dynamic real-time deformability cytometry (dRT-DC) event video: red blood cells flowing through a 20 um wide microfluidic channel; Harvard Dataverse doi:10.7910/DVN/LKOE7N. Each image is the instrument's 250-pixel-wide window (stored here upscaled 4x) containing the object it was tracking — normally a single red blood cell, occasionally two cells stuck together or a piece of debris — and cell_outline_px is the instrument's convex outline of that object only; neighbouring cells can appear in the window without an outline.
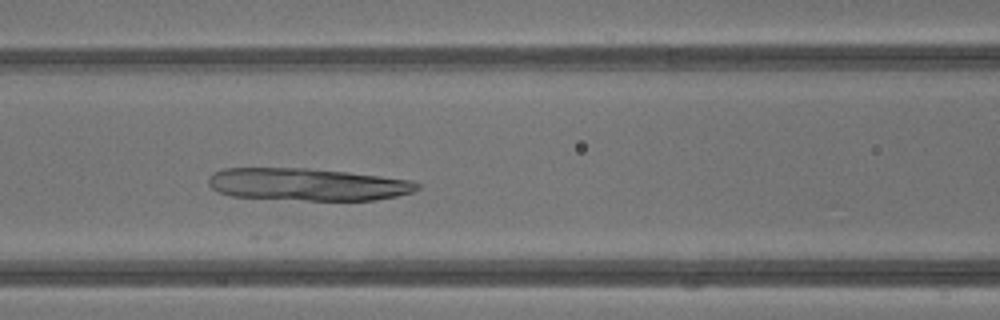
{"species": "common noctule bat (a hibernating species)", "species_latin": "Nyctalus noctula", "temperature_condition": "warm", "stored_images_in_passage": 18, "camera_frame_rate_fps": 3000, "um_per_image_px": 0.085, "animal": {"sex": "male", "body_mass_g": 13.3}, "frame": {"image": 1, "passage_image": 10, "time_ms": 3.0, "image_size_px": [1000, 320], "cell_outline_px": [[420, 188], [412, 192], [396, 196], [376, 200], [308, 200], [232, 196], [220, 192], [212, 188], [208, 184], [208, 180], [212, 172], [224, 168], [308, 168], [348, 172], [412, 180], [420, 184]], "centroid_in_image_um": [26.14, 15.67], "position_along_channel_um": 140.5, "area_um2": 39.36}}
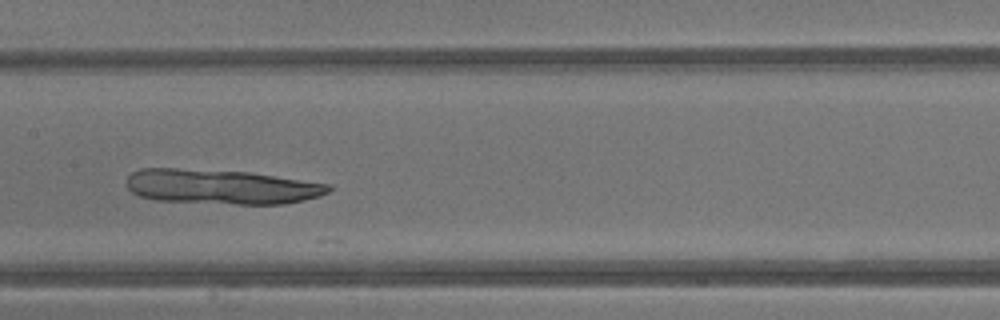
{"frame": {"image": 2, "passage_image": 13, "time_ms": 4.0, "image_size_px": [1000, 320], "cell_outline_px": [[332, 188], [328, 192], [320, 196], [304, 200], [284, 204], [236, 204], [156, 200], [140, 196], [132, 192], [128, 188], [128, 176], [132, 172], [140, 168], [176, 168], [248, 172], [332, 184]], "centroid_in_image_um": [18.83, 15.87], "position_along_channel_um": 188.6, "area_um2": 40.86}}
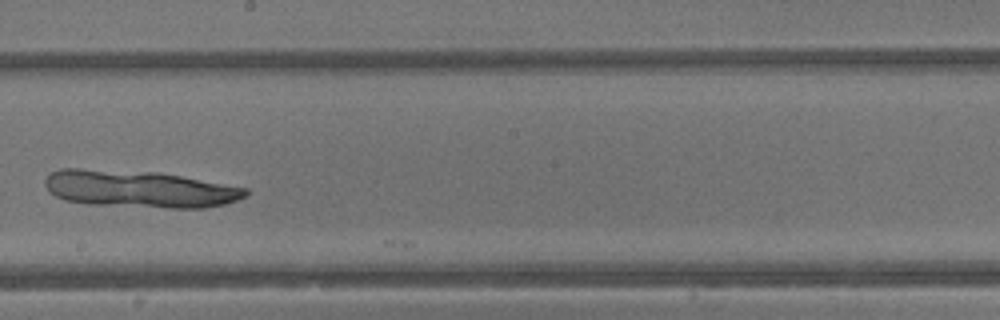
{"frame": {"image": 3, "passage_image": 16, "time_ms": 5.0, "image_size_px": [1000, 320], "cell_outline_px": [[248, 196], [224, 204], [204, 208], [168, 208], [88, 204], [64, 200], [56, 196], [44, 184], [44, 180], [52, 172], [60, 168], [80, 168], [156, 172], [180, 176], [248, 188]], "centroid_in_image_um": [11.84, 16.06], "position_along_channel_um": 236.4, "area_um2": 43.35}}